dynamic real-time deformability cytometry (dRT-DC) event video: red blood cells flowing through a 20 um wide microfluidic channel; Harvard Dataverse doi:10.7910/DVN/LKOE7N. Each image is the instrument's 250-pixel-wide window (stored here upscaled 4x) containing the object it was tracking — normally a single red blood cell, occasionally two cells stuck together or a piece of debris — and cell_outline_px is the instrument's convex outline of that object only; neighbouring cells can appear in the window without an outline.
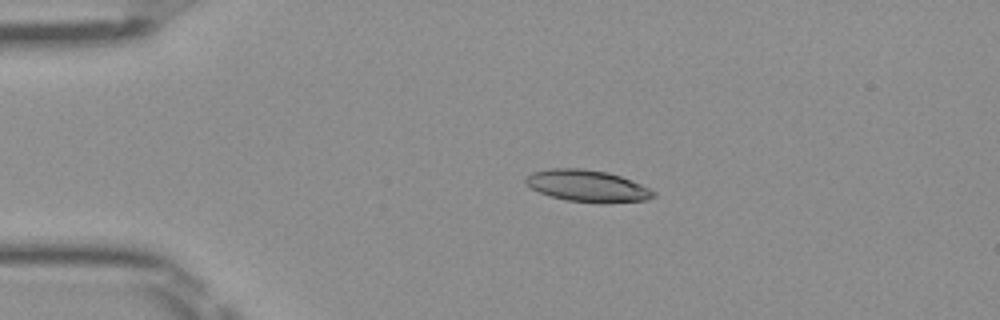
{"species": "Egyptian fruit bat (a non-hibernating species)", "species_latin": "Rousettus aegyptiacus", "temperature_condition": "room temperature", "stored_images_in_passage": 51, "camera_frame_rate_fps": 3000, "um_per_image_px": 0.085, "frame": {"image": 1, "passage_image": 11, "time_ms": 3.333, "image_size_px": [1000, 320], "cell_outline_px": [[656, 196], [644, 200], [604, 204], [568, 200], [552, 196], [540, 192], [524, 184], [524, 180], [532, 172], [548, 168], [584, 168], [608, 172], [632, 180], [656, 192]], "centroid_in_image_um": [49.93, 15.8], "position_along_channel_um": 35.1, "area_um2": 23.76}}
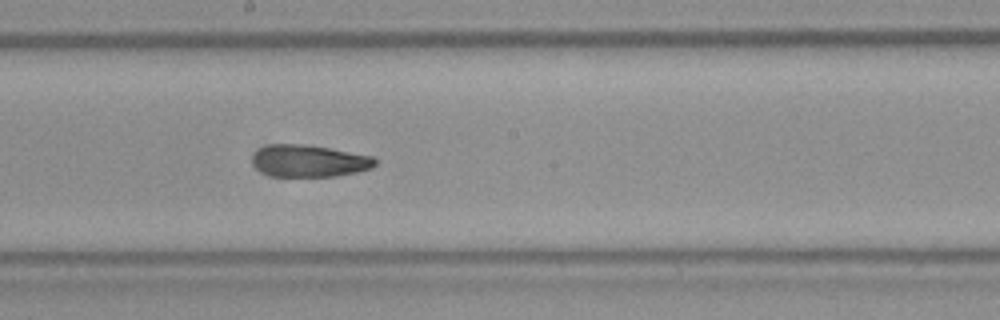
{"frame": {"image": 2, "passage_image": 28, "time_ms": 9.0, "image_size_px": [1000, 320], "cell_outline_px": [[376, 164], [372, 168], [356, 172], [336, 176], [272, 176], [260, 172], [252, 164], [252, 156], [260, 148], [268, 144], [308, 144], [372, 156], [376, 160]], "centroid_in_image_um": [26.25, 13.67], "position_along_channel_um": 222.0, "area_um2": 23.0}}
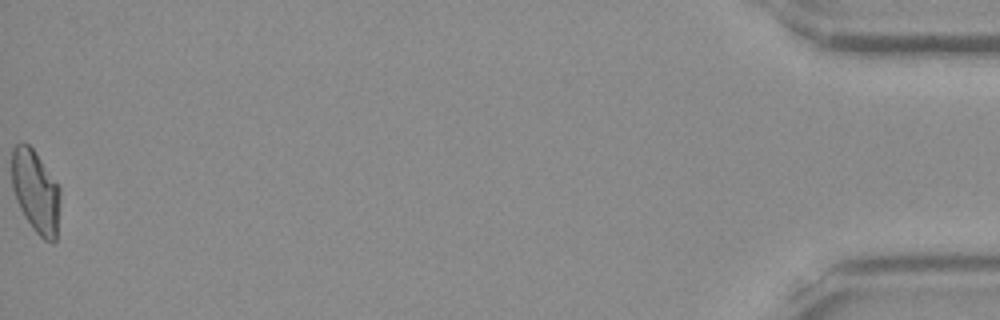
{"frame": {"image": 3, "passage_image": 51, "time_ms": 16.667, "image_size_px": [1000, 320], "cell_outline_px": [[60, 196], [56, 240], [52, 244], [44, 240], [32, 228], [24, 216], [16, 200], [12, 188], [12, 148], [16, 144], [24, 140], [36, 152], [60, 188]], "centroid_in_image_um": [3.02, 16.27], "position_along_channel_um": 432.2, "area_um2": 23.47}, "authors_computed_cell_mechanics": {"area_um2": 23.4668, "velocity_mm_per_s": 4.0289, "shape_relaxation_time_tau1_ms": 5.728, "shape_relaxation_time_tau2_ms": 2.0994, "deformation_change_tau1": 0.1713, "deformation_change_tau2": 0.0843}}